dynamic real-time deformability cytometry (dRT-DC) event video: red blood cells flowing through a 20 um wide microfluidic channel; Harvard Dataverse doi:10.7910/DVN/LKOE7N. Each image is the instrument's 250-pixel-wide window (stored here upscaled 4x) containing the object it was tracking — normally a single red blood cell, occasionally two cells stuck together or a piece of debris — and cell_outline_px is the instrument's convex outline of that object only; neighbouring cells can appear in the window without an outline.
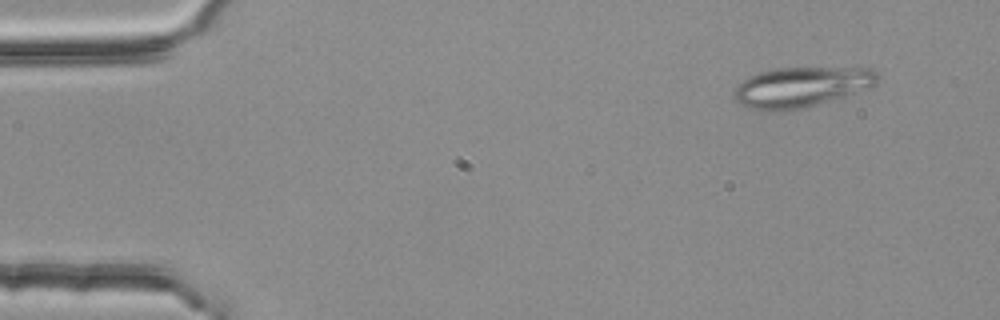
{"species": "common noctule bat (a hibernating species)", "species_latin": "Nyctalus noctula", "temperature_condition": "room temperature", "stored_images_in_passage": 5, "camera_frame_rate_fps": 3000, "um_per_image_px": 0.085, "animal": {"sex": "female", "body_mass_g": 25.1}, "frame": {"image": 1, "passage_image": 2, "time_ms": 0.333, "image_size_px": [1000, 320], "cell_outline_px": [[880, 76], [876, 84], [872, 88], [816, 104], [800, 108], [780, 112], [760, 112], [748, 108], [740, 104], [736, 100], [732, 92], [748, 76], [760, 72], [776, 68], [868, 68], [876, 72]], "centroid_in_image_um": [68.09, 7.41], "position_along_channel_um": 16.9, "area_um2": 33.76}}